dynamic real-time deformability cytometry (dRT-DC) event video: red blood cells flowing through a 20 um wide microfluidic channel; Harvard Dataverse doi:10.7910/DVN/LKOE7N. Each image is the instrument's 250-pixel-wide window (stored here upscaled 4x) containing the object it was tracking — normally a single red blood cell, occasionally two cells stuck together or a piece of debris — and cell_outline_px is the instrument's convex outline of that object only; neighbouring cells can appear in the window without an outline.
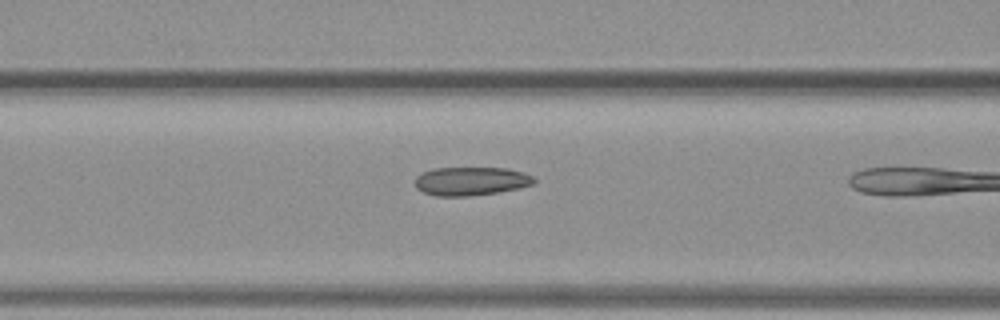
{"species": "common noctule bat (a hibernating species)", "species_latin": "Nyctalus noctula", "temperature_condition": "warm", "stored_images_in_passage": 9, "camera_frame_rate_fps": 3000, "um_per_image_px": 0.085, "animal": {"sex": "female", "body_mass_g": 19.3, "forearm_length_mm": 54.1}, "frame": {"image": 1, "passage_image": 8, "time_ms": 2.333, "image_size_px": [1000, 320], "cell_outline_px": [[536, 184], [520, 188], [500, 192], [468, 196], [436, 196], [424, 192], [416, 188], [416, 176], [432, 168], [508, 168], [524, 172], [532, 176], [536, 180]], "centroid_in_image_um": [40.08, 15.4], "position_along_channel_um": 126.5, "area_um2": 19.94}}